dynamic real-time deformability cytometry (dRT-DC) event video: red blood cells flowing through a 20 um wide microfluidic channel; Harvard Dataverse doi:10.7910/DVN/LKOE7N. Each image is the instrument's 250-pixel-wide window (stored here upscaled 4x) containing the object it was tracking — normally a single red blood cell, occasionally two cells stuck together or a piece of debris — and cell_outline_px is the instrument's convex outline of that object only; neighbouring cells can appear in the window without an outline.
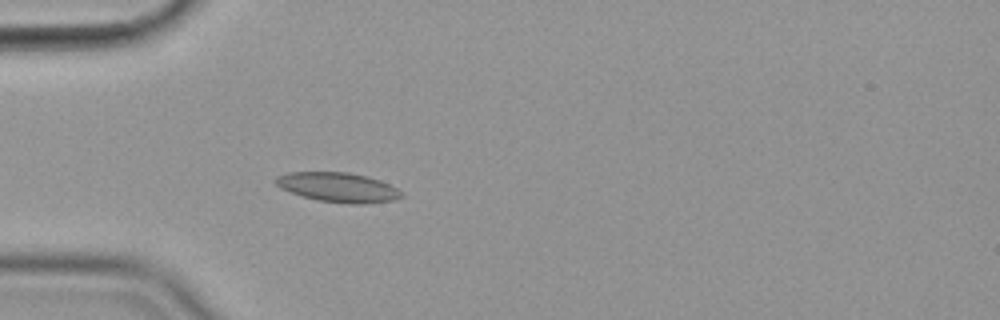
{"species": "common noctule bat (a hibernating species)", "species_latin": "Nyctalus noctula", "temperature_condition": "cold", "stored_images_in_passage": 57, "camera_frame_rate_fps": 3000, "um_per_image_px": 0.085, "animal": {"sex": "female", "body_mass_g": 19.9}, "frame": {"image": 1, "passage_image": 17, "time_ms": 5.333, "image_size_px": [1000, 320], "cell_outline_px": [[404, 196], [392, 200], [364, 204], [348, 204], [316, 200], [280, 188], [272, 180], [276, 176], [288, 172], [348, 172], [368, 176], [380, 180], [396, 188]], "centroid_in_image_um": [28.71, 15.91], "position_along_channel_um": 56.3, "area_um2": 21.68}}
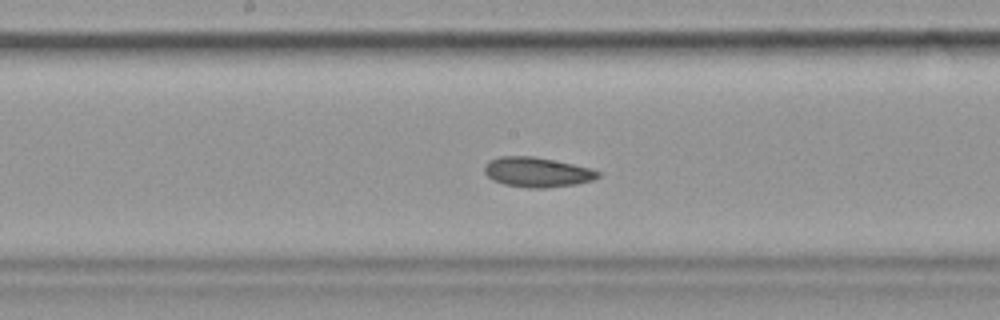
{"frame": {"image": 2, "passage_image": 30, "time_ms": 9.667, "image_size_px": [1000, 320], "cell_outline_px": [[600, 176], [592, 180], [576, 184], [544, 188], [528, 188], [504, 184], [492, 180], [484, 172], [484, 164], [488, 160], [500, 156], [532, 156], [592, 168], [600, 172]], "centroid_in_image_um": [45.62, 14.63], "position_along_channel_um": 202.6, "area_um2": 19.77}}
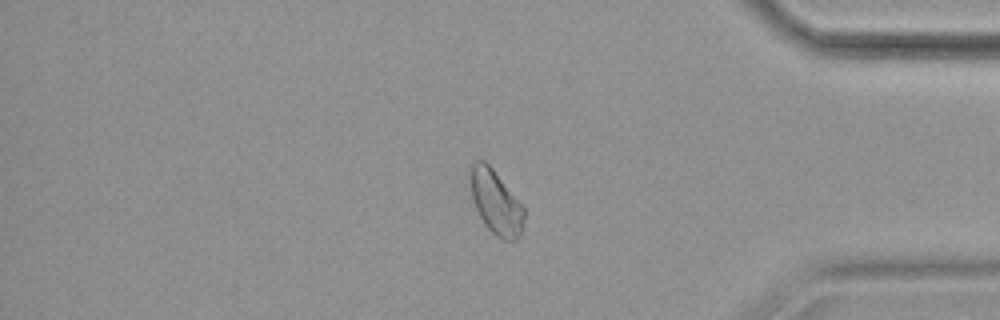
{"frame": {"image": 3, "passage_image": 48, "time_ms": 15.667, "image_size_px": [1000, 320], "cell_outline_px": [[524, 216], [520, 236], [516, 240], [504, 240], [496, 236], [484, 224], [472, 200], [468, 172], [468, 168], [476, 160], [484, 160], [492, 168], [524, 208]], "centroid_in_image_um": [42.1, 17.17], "position_along_channel_um": 393.1, "area_um2": 20.0}, "authors_computed_cell_mechanics": {"area_um2": 20.4612, "velocity_mm_per_s": 3.5434, "shape_relaxation_time_tau1_ms": null, "shape_relaxation_time_tau2_ms": 5.8001, "deformation_change_tau1": null, "deformation_change_tau2": 0.083}}